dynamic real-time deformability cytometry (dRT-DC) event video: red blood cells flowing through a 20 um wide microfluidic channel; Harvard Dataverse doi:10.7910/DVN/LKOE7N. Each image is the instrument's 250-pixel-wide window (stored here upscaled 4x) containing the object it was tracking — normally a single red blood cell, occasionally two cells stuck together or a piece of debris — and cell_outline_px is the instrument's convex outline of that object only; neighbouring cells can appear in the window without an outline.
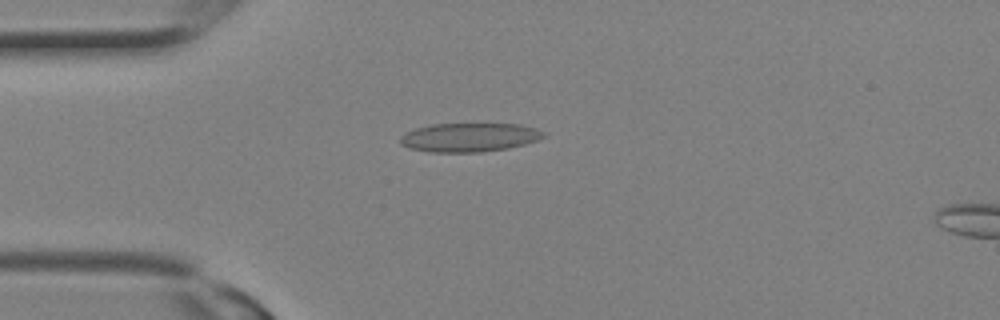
{"species": "Egyptian fruit bat (a non-hibernating species)", "species_latin": "Rousettus aegyptiacus", "temperature_condition": "room temperature", "stored_images_in_passage": 5, "camera_frame_rate_fps": 3000, "um_per_image_px": 0.085, "animal": {"sex": "female"}, "frame": {"image": 1, "passage_image": 3, "time_ms": 0.667, "image_size_px": [1000, 320], "cell_outline_px": [[548, 136], [524, 144], [508, 148], [480, 152], [428, 152], [408, 148], [400, 144], [400, 136], [416, 128], [432, 124], [520, 124], [536, 128], [548, 132]], "centroid_in_image_um": [39.92, 11.67], "position_along_channel_um": 45.1, "area_um2": 24.22}}